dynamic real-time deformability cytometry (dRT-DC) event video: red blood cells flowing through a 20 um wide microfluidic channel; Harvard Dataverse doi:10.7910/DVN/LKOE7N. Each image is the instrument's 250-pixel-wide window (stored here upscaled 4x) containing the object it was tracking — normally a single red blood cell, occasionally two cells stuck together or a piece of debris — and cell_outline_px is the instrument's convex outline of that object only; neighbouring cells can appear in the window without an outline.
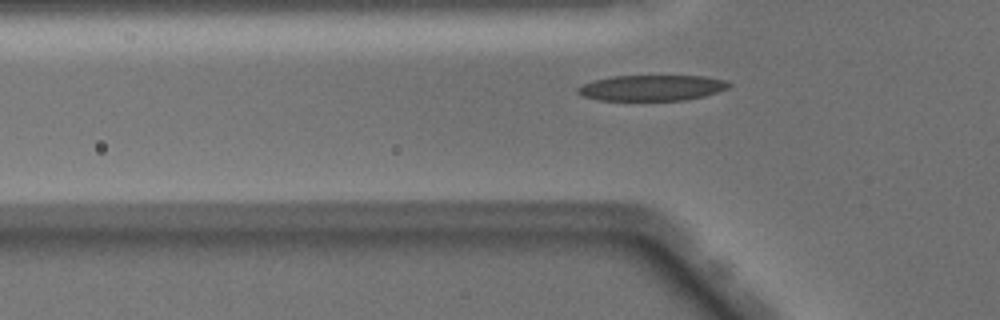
{"species": "Egyptian fruit bat (a non-hibernating species)", "species_latin": "Rousettus aegyptiacus", "temperature_condition": "warm", "stored_images_in_passage": 37, "camera_frame_rate_fps": 3000, "um_per_image_px": 0.085, "animal": {"sex": "male"}, "frame": {"image": 1, "passage_image": 4, "time_ms": 1.0, "image_size_px": [1000, 320], "cell_outline_px": [[732, 84], [728, 88], [704, 96], [684, 100], [600, 100], [584, 96], [576, 92], [576, 88], [592, 80], [612, 76], [704, 76], [728, 80]], "centroid_in_image_um": [55.42, 7.46], "position_along_channel_um": 70.4, "area_um2": 22.66}}
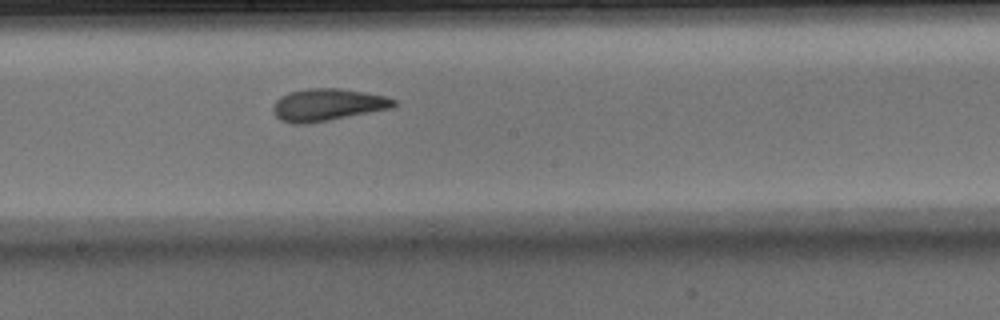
{"frame": {"image": 2, "passage_image": 15, "time_ms": 4.667, "image_size_px": [1000, 320], "cell_outline_px": [[396, 104], [392, 108], [308, 124], [292, 124], [280, 120], [272, 112], [272, 108], [276, 100], [280, 96], [288, 92], [308, 88], [340, 88], [364, 92], [384, 96], [396, 100]], "centroid_in_image_um": [27.79, 8.91], "position_along_channel_um": 220.4, "area_um2": 22.77}}
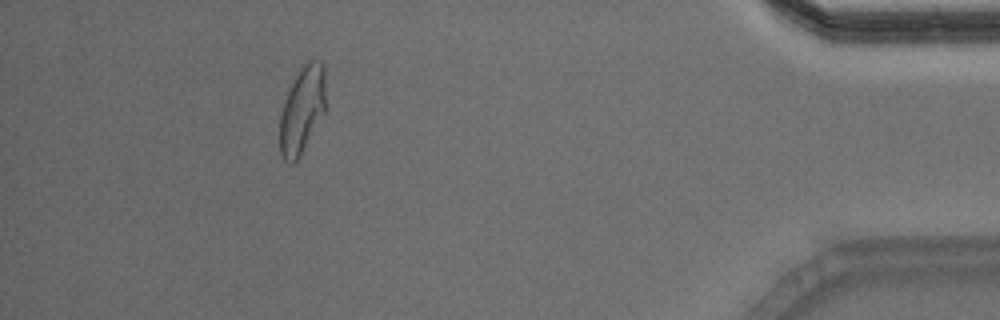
{"frame": {"image": 3, "passage_image": 33, "time_ms": 10.667, "image_size_px": [1000, 320], "cell_outline_px": [[324, 112], [300, 156], [292, 164], [288, 164], [284, 160], [280, 152], [280, 112], [284, 100], [300, 68], [308, 60], [320, 60], [324, 68]], "centroid_in_image_um": [25.66, 9.36], "position_along_channel_um": 409.5, "area_um2": 22.89}, "authors_computed_cell_mechanics": {"area_um2": 22.7732, "velocity_mm_per_s": 4.0515, "shape_relaxation_time_tau1_ms": 5.6923, "shape_relaxation_time_tau2_ms": 1.7601, "deformation_change_tau1": 0.1836, "deformation_change_tau2": 0.0842}}